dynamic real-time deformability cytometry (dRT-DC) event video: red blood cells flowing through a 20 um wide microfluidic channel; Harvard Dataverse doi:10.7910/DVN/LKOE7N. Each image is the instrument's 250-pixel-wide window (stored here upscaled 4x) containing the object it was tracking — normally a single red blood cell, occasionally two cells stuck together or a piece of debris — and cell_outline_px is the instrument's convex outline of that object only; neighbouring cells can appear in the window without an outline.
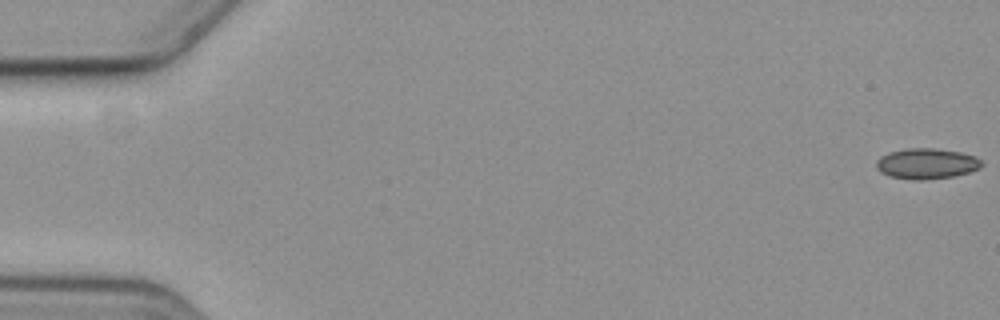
{"species": "common noctule bat (a hibernating species)", "species_latin": "Nyctalus noctula", "temperature_condition": "cold", "stored_images_in_passage": 9, "camera_frame_rate_fps": 3000, "um_per_image_px": 0.085, "animal": {"sex": "female", "body_mass_g": 19.3, "forearm_length_mm": 54.1}, "frame": {"image": 1, "passage_image": 1, "time_ms": 0.0, "image_size_px": [1000, 320], "cell_outline_px": [[984, 164], [980, 168], [968, 172], [952, 176], [924, 180], [916, 180], [892, 176], [880, 172], [876, 168], [876, 160], [880, 156], [888, 152], [908, 148], [936, 148], [960, 152], [976, 156]], "centroid_in_image_um": [78.75, 13.89], "position_along_channel_um": 6.2, "area_um2": 18.79}}